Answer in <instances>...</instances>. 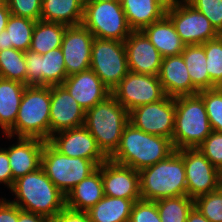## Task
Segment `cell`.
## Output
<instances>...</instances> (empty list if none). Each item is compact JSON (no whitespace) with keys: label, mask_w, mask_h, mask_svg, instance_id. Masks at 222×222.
<instances>
[{"label":"cell","mask_w":222,"mask_h":222,"mask_svg":"<svg viewBox=\"0 0 222 222\" xmlns=\"http://www.w3.org/2000/svg\"><path fill=\"white\" fill-rule=\"evenodd\" d=\"M174 151L171 139L146 133L128 123L117 150L109 159L140 171L166 159Z\"/></svg>","instance_id":"obj_1"},{"label":"cell","mask_w":222,"mask_h":222,"mask_svg":"<svg viewBox=\"0 0 222 222\" xmlns=\"http://www.w3.org/2000/svg\"><path fill=\"white\" fill-rule=\"evenodd\" d=\"M10 191L16 198L11 202L26 212L53 218L66 207V195L55 186L42 168L15 180Z\"/></svg>","instance_id":"obj_2"},{"label":"cell","mask_w":222,"mask_h":222,"mask_svg":"<svg viewBox=\"0 0 222 222\" xmlns=\"http://www.w3.org/2000/svg\"><path fill=\"white\" fill-rule=\"evenodd\" d=\"M51 86H26L16 121L4 134L7 139H50Z\"/></svg>","instance_id":"obj_3"},{"label":"cell","mask_w":222,"mask_h":222,"mask_svg":"<svg viewBox=\"0 0 222 222\" xmlns=\"http://www.w3.org/2000/svg\"><path fill=\"white\" fill-rule=\"evenodd\" d=\"M141 199L157 201L187 195L185 166L180 150L139 171Z\"/></svg>","instance_id":"obj_4"},{"label":"cell","mask_w":222,"mask_h":222,"mask_svg":"<svg viewBox=\"0 0 222 222\" xmlns=\"http://www.w3.org/2000/svg\"><path fill=\"white\" fill-rule=\"evenodd\" d=\"M128 123L129 112L111 94L86 111L84 126L109 159L117 150L124 127Z\"/></svg>","instance_id":"obj_5"},{"label":"cell","mask_w":222,"mask_h":222,"mask_svg":"<svg viewBox=\"0 0 222 222\" xmlns=\"http://www.w3.org/2000/svg\"><path fill=\"white\" fill-rule=\"evenodd\" d=\"M175 107L174 149L197 148L212 132L202 97L199 94L176 97Z\"/></svg>","instance_id":"obj_6"},{"label":"cell","mask_w":222,"mask_h":222,"mask_svg":"<svg viewBox=\"0 0 222 222\" xmlns=\"http://www.w3.org/2000/svg\"><path fill=\"white\" fill-rule=\"evenodd\" d=\"M41 168L55 186L66 195L98 166L92 160L68 157L46 141L41 157Z\"/></svg>","instance_id":"obj_7"},{"label":"cell","mask_w":222,"mask_h":222,"mask_svg":"<svg viewBox=\"0 0 222 222\" xmlns=\"http://www.w3.org/2000/svg\"><path fill=\"white\" fill-rule=\"evenodd\" d=\"M95 38L124 42L133 31L120 1H85L81 23Z\"/></svg>","instance_id":"obj_8"},{"label":"cell","mask_w":222,"mask_h":222,"mask_svg":"<svg viewBox=\"0 0 222 222\" xmlns=\"http://www.w3.org/2000/svg\"><path fill=\"white\" fill-rule=\"evenodd\" d=\"M90 69L112 91L129 72L125 43L94 37Z\"/></svg>","instance_id":"obj_9"},{"label":"cell","mask_w":222,"mask_h":222,"mask_svg":"<svg viewBox=\"0 0 222 222\" xmlns=\"http://www.w3.org/2000/svg\"><path fill=\"white\" fill-rule=\"evenodd\" d=\"M166 16L185 45L203 44L220 34L208 18L186 0L166 9Z\"/></svg>","instance_id":"obj_10"},{"label":"cell","mask_w":222,"mask_h":222,"mask_svg":"<svg viewBox=\"0 0 222 222\" xmlns=\"http://www.w3.org/2000/svg\"><path fill=\"white\" fill-rule=\"evenodd\" d=\"M111 94L128 112L139 106L158 102L166 96L158 76L130 71Z\"/></svg>","instance_id":"obj_11"},{"label":"cell","mask_w":222,"mask_h":222,"mask_svg":"<svg viewBox=\"0 0 222 222\" xmlns=\"http://www.w3.org/2000/svg\"><path fill=\"white\" fill-rule=\"evenodd\" d=\"M175 112V98L166 95L158 102L129 111V123L146 133L172 140Z\"/></svg>","instance_id":"obj_12"},{"label":"cell","mask_w":222,"mask_h":222,"mask_svg":"<svg viewBox=\"0 0 222 222\" xmlns=\"http://www.w3.org/2000/svg\"><path fill=\"white\" fill-rule=\"evenodd\" d=\"M180 156L185 166L187 196L195 200L217 190L222 173L198 148L180 149Z\"/></svg>","instance_id":"obj_13"},{"label":"cell","mask_w":222,"mask_h":222,"mask_svg":"<svg viewBox=\"0 0 222 222\" xmlns=\"http://www.w3.org/2000/svg\"><path fill=\"white\" fill-rule=\"evenodd\" d=\"M26 86L62 85L68 77L61 48L46 54L25 51Z\"/></svg>","instance_id":"obj_14"},{"label":"cell","mask_w":222,"mask_h":222,"mask_svg":"<svg viewBox=\"0 0 222 222\" xmlns=\"http://www.w3.org/2000/svg\"><path fill=\"white\" fill-rule=\"evenodd\" d=\"M48 142L57 151L68 157H81L92 160L97 166L108 159L99 149L95 138L84 125L59 131L53 134Z\"/></svg>","instance_id":"obj_15"},{"label":"cell","mask_w":222,"mask_h":222,"mask_svg":"<svg viewBox=\"0 0 222 222\" xmlns=\"http://www.w3.org/2000/svg\"><path fill=\"white\" fill-rule=\"evenodd\" d=\"M93 34L82 24L67 26L61 50L67 76L90 69Z\"/></svg>","instance_id":"obj_16"},{"label":"cell","mask_w":222,"mask_h":222,"mask_svg":"<svg viewBox=\"0 0 222 222\" xmlns=\"http://www.w3.org/2000/svg\"><path fill=\"white\" fill-rule=\"evenodd\" d=\"M86 111L63 85L51 86L50 137L85 124Z\"/></svg>","instance_id":"obj_17"},{"label":"cell","mask_w":222,"mask_h":222,"mask_svg":"<svg viewBox=\"0 0 222 222\" xmlns=\"http://www.w3.org/2000/svg\"><path fill=\"white\" fill-rule=\"evenodd\" d=\"M102 180L104 195L130 199L133 202L141 199L139 171L107 159L102 163Z\"/></svg>","instance_id":"obj_18"},{"label":"cell","mask_w":222,"mask_h":222,"mask_svg":"<svg viewBox=\"0 0 222 222\" xmlns=\"http://www.w3.org/2000/svg\"><path fill=\"white\" fill-rule=\"evenodd\" d=\"M124 43L130 72L158 76L163 57L141 30L132 31Z\"/></svg>","instance_id":"obj_19"},{"label":"cell","mask_w":222,"mask_h":222,"mask_svg":"<svg viewBox=\"0 0 222 222\" xmlns=\"http://www.w3.org/2000/svg\"><path fill=\"white\" fill-rule=\"evenodd\" d=\"M62 85L85 111L111 95L92 69L68 76Z\"/></svg>","instance_id":"obj_20"},{"label":"cell","mask_w":222,"mask_h":222,"mask_svg":"<svg viewBox=\"0 0 222 222\" xmlns=\"http://www.w3.org/2000/svg\"><path fill=\"white\" fill-rule=\"evenodd\" d=\"M17 143L5 149L14 181L41 168V157L45 141L36 138H17Z\"/></svg>","instance_id":"obj_21"},{"label":"cell","mask_w":222,"mask_h":222,"mask_svg":"<svg viewBox=\"0 0 222 222\" xmlns=\"http://www.w3.org/2000/svg\"><path fill=\"white\" fill-rule=\"evenodd\" d=\"M188 73L182 55L164 57L158 78L165 95L176 98L198 94L199 90L192 84Z\"/></svg>","instance_id":"obj_22"},{"label":"cell","mask_w":222,"mask_h":222,"mask_svg":"<svg viewBox=\"0 0 222 222\" xmlns=\"http://www.w3.org/2000/svg\"><path fill=\"white\" fill-rule=\"evenodd\" d=\"M102 164L66 194V207L88 211L104 197Z\"/></svg>","instance_id":"obj_23"},{"label":"cell","mask_w":222,"mask_h":222,"mask_svg":"<svg viewBox=\"0 0 222 222\" xmlns=\"http://www.w3.org/2000/svg\"><path fill=\"white\" fill-rule=\"evenodd\" d=\"M141 31L163 58L181 55L184 50L185 44L181 41L173 23L166 15L159 21L147 25Z\"/></svg>","instance_id":"obj_24"},{"label":"cell","mask_w":222,"mask_h":222,"mask_svg":"<svg viewBox=\"0 0 222 222\" xmlns=\"http://www.w3.org/2000/svg\"><path fill=\"white\" fill-rule=\"evenodd\" d=\"M127 23L133 31L159 21L166 15L167 7L159 0H120Z\"/></svg>","instance_id":"obj_25"},{"label":"cell","mask_w":222,"mask_h":222,"mask_svg":"<svg viewBox=\"0 0 222 222\" xmlns=\"http://www.w3.org/2000/svg\"><path fill=\"white\" fill-rule=\"evenodd\" d=\"M85 0H42L40 20L76 26L82 23Z\"/></svg>","instance_id":"obj_26"},{"label":"cell","mask_w":222,"mask_h":222,"mask_svg":"<svg viewBox=\"0 0 222 222\" xmlns=\"http://www.w3.org/2000/svg\"><path fill=\"white\" fill-rule=\"evenodd\" d=\"M26 85L0 77V127L5 134L15 123Z\"/></svg>","instance_id":"obj_27"},{"label":"cell","mask_w":222,"mask_h":222,"mask_svg":"<svg viewBox=\"0 0 222 222\" xmlns=\"http://www.w3.org/2000/svg\"><path fill=\"white\" fill-rule=\"evenodd\" d=\"M35 24L31 19L10 15L6 29L0 33V51L6 48L29 50Z\"/></svg>","instance_id":"obj_28"},{"label":"cell","mask_w":222,"mask_h":222,"mask_svg":"<svg viewBox=\"0 0 222 222\" xmlns=\"http://www.w3.org/2000/svg\"><path fill=\"white\" fill-rule=\"evenodd\" d=\"M133 204L130 199L104 196L87 213L91 222H129Z\"/></svg>","instance_id":"obj_29"},{"label":"cell","mask_w":222,"mask_h":222,"mask_svg":"<svg viewBox=\"0 0 222 222\" xmlns=\"http://www.w3.org/2000/svg\"><path fill=\"white\" fill-rule=\"evenodd\" d=\"M66 27L62 23L36 21L29 50L43 55L60 48Z\"/></svg>","instance_id":"obj_30"},{"label":"cell","mask_w":222,"mask_h":222,"mask_svg":"<svg viewBox=\"0 0 222 222\" xmlns=\"http://www.w3.org/2000/svg\"><path fill=\"white\" fill-rule=\"evenodd\" d=\"M181 55L192 84L199 91L211 89V79L206 69V54L202 44L185 45Z\"/></svg>","instance_id":"obj_31"},{"label":"cell","mask_w":222,"mask_h":222,"mask_svg":"<svg viewBox=\"0 0 222 222\" xmlns=\"http://www.w3.org/2000/svg\"><path fill=\"white\" fill-rule=\"evenodd\" d=\"M161 222H186L194 200L187 196L163 198L155 201Z\"/></svg>","instance_id":"obj_32"},{"label":"cell","mask_w":222,"mask_h":222,"mask_svg":"<svg viewBox=\"0 0 222 222\" xmlns=\"http://www.w3.org/2000/svg\"><path fill=\"white\" fill-rule=\"evenodd\" d=\"M0 77L26 85L25 52L14 48L0 51Z\"/></svg>","instance_id":"obj_33"},{"label":"cell","mask_w":222,"mask_h":222,"mask_svg":"<svg viewBox=\"0 0 222 222\" xmlns=\"http://www.w3.org/2000/svg\"><path fill=\"white\" fill-rule=\"evenodd\" d=\"M206 54V69L211 79V89L222 82V35L203 43Z\"/></svg>","instance_id":"obj_34"},{"label":"cell","mask_w":222,"mask_h":222,"mask_svg":"<svg viewBox=\"0 0 222 222\" xmlns=\"http://www.w3.org/2000/svg\"><path fill=\"white\" fill-rule=\"evenodd\" d=\"M202 97L212 131L222 133V91L214 88L201 90Z\"/></svg>","instance_id":"obj_35"},{"label":"cell","mask_w":222,"mask_h":222,"mask_svg":"<svg viewBox=\"0 0 222 222\" xmlns=\"http://www.w3.org/2000/svg\"><path fill=\"white\" fill-rule=\"evenodd\" d=\"M194 206L210 222H222V194L218 190L196 198Z\"/></svg>","instance_id":"obj_36"},{"label":"cell","mask_w":222,"mask_h":222,"mask_svg":"<svg viewBox=\"0 0 222 222\" xmlns=\"http://www.w3.org/2000/svg\"><path fill=\"white\" fill-rule=\"evenodd\" d=\"M197 11L203 13L215 30L222 35V0H186Z\"/></svg>","instance_id":"obj_37"},{"label":"cell","mask_w":222,"mask_h":222,"mask_svg":"<svg viewBox=\"0 0 222 222\" xmlns=\"http://www.w3.org/2000/svg\"><path fill=\"white\" fill-rule=\"evenodd\" d=\"M197 148L222 173V133L212 131Z\"/></svg>","instance_id":"obj_38"},{"label":"cell","mask_w":222,"mask_h":222,"mask_svg":"<svg viewBox=\"0 0 222 222\" xmlns=\"http://www.w3.org/2000/svg\"><path fill=\"white\" fill-rule=\"evenodd\" d=\"M11 15L39 21L42 10V0H7Z\"/></svg>","instance_id":"obj_39"},{"label":"cell","mask_w":222,"mask_h":222,"mask_svg":"<svg viewBox=\"0 0 222 222\" xmlns=\"http://www.w3.org/2000/svg\"><path fill=\"white\" fill-rule=\"evenodd\" d=\"M129 222H161L156 202L144 199L134 202Z\"/></svg>","instance_id":"obj_40"},{"label":"cell","mask_w":222,"mask_h":222,"mask_svg":"<svg viewBox=\"0 0 222 222\" xmlns=\"http://www.w3.org/2000/svg\"><path fill=\"white\" fill-rule=\"evenodd\" d=\"M51 222H91L86 211H77L65 207L55 217L51 218Z\"/></svg>","instance_id":"obj_41"},{"label":"cell","mask_w":222,"mask_h":222,"mask_svg":"<svg viewBox=\"0 0 222 222\" xmlns=\"http://www.w3.org/2000/svg\"><path fill=\"white\" fill-rule=\"evenodd\" d=\"M22 210L6 198L0 199V222H18Z\"/></svg>","instance_id":"obj_42"},{"label":"cell","mask_w":222,"mask_h":222,"mask_svg":"<svg viewBox=\"0 0 222 222\" xmlns=\"http://www.w3.org/2000/svg\"><path fill=\"white\" fill-rule=\"evenodd\" d=\"M0 183L6 184L8 189L12 188V171L9 165L8 152L0 147Z\"/></svg>","instance_id":"obj_43"},{"label":"cell","mask_w":222,"mask_h":222,"mask_svg":"<svg viewBox=\"0 0 222 222\" xmlns=\"http://www.w3.org/2000/svg\"><path fill=\"white\" fill-rule=\"evenodd\" d=\"M18 222H51V218L22 210L18 215Z\"/></svg>","instance_id":"obj_44"},{"label":"cell","mask_w":222,"mask_h":222,"mask_svg":"<svg viewBox=\"0 0 222 222\" xmlns=\"http://www.w3.org/2000/svg\"><path fill=\"white\" fill-rule=\"evenodd\" d=\"M11 13L7 4L0 5V33L6 29Z\"/></svg>","instance_id":"obj_45"},{"label":"cell","mask_w":222,"mask_h":222,"mask_svg":"<svg viewBox=\"0 0 222 222\" xmlns=\"http://www.w3.org/2000/svg\"><path fill=\"white\" fill-rule=\"evenodd\" d=\"M186 222H210L195 206L188 214Z\"/></svg>","instance_id":"obj_46"},{"label":"cell","mask_w":222,"mask_h":222,"mask_svg":"<svg viewBox=\"0 0 222 222\" xmlns=\"http://www.w3.org/2000/svg\"><path fill=\"white\" fill-rule=\"evenodd\" d=\"M159 1L168 8V7H172L184 0H159Z\"/></svg>","instance_id":"obj_47"},{"label":"cell","mask_w":222,"mask_h":222,"mask_svg":"<svg viewBox=\"0 0 222 222\" xmlns=\"http://www.w3.org/2000/svg\"><path fill=\"white\" fill-rule=\"evenodd\" d=\"M217 190L222 194V176H221V178H220V180H219Z\"/></svg>","instance_id":"obj_48"},{"label":"cell","mask_w":222,"mask_h":222,"mask_svg":"<svg viewBox=\"0 0 222 222\" xmlns=\"http://www.w3.org/2000/svg\"><path fill=\"white\" fill-rule=\"evenodd\" d=\"M85 1L104 2V1H120V0H85Z\"/></svg>","instance_id":"obj_49"},{"label":"cell","mask_w":222,"mask_h":222,"mask_svg":"<svg viewBox=\"0 0 222 222\" xmlns=\"http://www.w3.org/2000/svg\"><path fill=\"white\" fill-rule=\"evenodd\" d=\"M216 88L222 91V82Z\"/></svg>","instance_id":"obj_50"},{"label":"cell","mask_w":222,"mask_h":222,"mask_svg":"<svg viewBox=\"0 0 222 222\" xmlns=\"http://www.w3.org/2000/svg\"><path fill=\"white\" fill-rule=\"evenodd\" d=\"M7 0H0V5H3L6 3Z\"/></svg>","instance_id":"obj_51"}]
</instances>
